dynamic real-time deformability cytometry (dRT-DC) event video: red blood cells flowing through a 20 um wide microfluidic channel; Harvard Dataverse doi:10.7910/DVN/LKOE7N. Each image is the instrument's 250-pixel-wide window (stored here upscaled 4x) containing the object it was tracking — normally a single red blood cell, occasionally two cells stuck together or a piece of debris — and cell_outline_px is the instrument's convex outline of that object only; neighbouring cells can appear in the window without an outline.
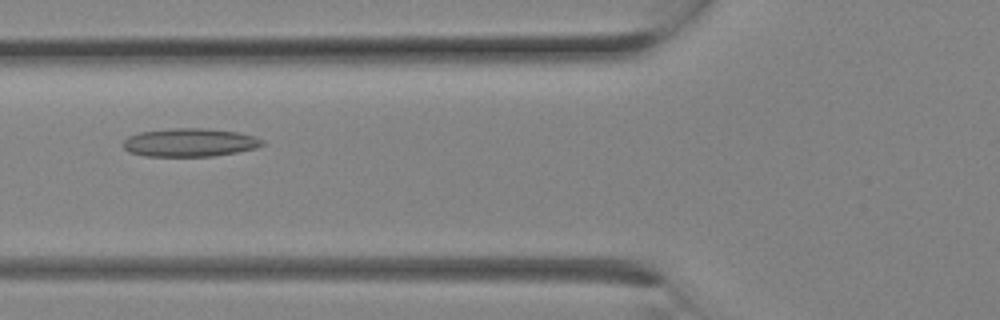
{"species": "Egyptian fruit bat (a non-hibernating species)", "species_latin": "Rousettus aegyptiacus", "temperature_condition": "room temperature", "stored_images_in_passage": 4, "camera_frame_rate_fps": 3000, "um_per_image_px": 0.085, "animal": {"sex": "female"}, "frame": {"image": 1, "passage_image": 3, "time_ms": 0.667, "image_size_px": [1000, 320], "cell_outline_px": [[264, 144], [256, 148], [236, 152], [212, 156], [144, 156], [128, 152], [120, 144], [128, 136], [140, 132], [176, 128], [200, 128], [236, 132], [256, 136], [264, 140]], "centroid_in_image_um": [16.1, 12.12], "position_along_channel_um": 109.7, "area_um2": 22.95}}